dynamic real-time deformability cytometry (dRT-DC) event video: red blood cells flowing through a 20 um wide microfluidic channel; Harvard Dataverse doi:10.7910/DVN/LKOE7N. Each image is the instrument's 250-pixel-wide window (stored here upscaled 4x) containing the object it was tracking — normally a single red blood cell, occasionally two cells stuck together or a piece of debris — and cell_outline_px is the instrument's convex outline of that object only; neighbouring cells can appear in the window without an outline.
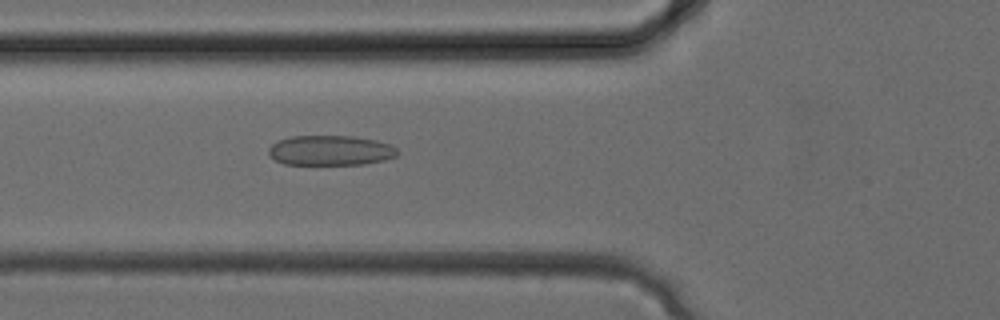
{"species": "common noctule bat (a hibernating species)", "species_latin": "Nyctalus noctula", "temperature_condition": "cold", "stored_images_in_passage": 9, "camera_frame_rate_fps": 3000, "um_per_image_px": 0.085, "animal": {"sex": "female", "body_mass_g": 24.6, "forearm_length_mm": 56.2}, "frame": {"image": 1, "passage_image": 7, "time_ms": 2.0, "image_size_px": [1000, 320], "cell_outline_px": [[400, 152], [396, 156], [384, 160], [364, 164], [284, 164], [268, 156], [268, 148], [272, 144], [280, 140], [292, 136], [352, 136], [376, 140], [392, 144]], "centroid_in_image_um": [28.11, 12.78], "position_along_channel_um": 97.7, "area_um2": 22.6}}
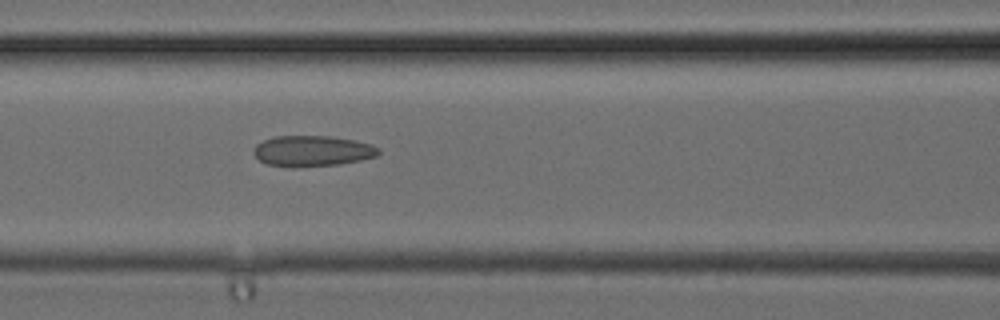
{"frame": {"image": 2, "passage_image": 9, "time_ms": 2.667, "image_size_px": [1000, 320], "cell_outline_px": [[380, 152], [376, 156], [360, 160], [340, 164], [292, 168], [268, 164], [260, 160], [252, 152], [252, 148], [256, 144], [264, 140], [276, 136], [332, 136], [356, 140], [372, 144], [380, 148]], "centroid_in_image_um": [26.55, 12.83], "position_along_channel_um": 140.0, "area_um2": 22.66}}